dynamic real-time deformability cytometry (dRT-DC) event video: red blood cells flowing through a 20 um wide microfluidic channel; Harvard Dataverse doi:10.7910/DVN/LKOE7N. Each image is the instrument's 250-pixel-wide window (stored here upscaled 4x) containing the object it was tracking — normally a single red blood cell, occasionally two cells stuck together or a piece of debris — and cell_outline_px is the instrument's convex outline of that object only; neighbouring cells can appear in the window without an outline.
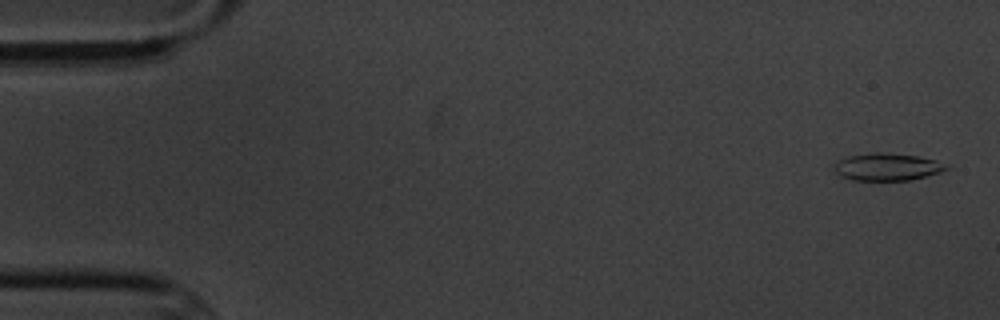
{"species": "common noctule bat (a hibernating species)", "species_latin": "Nyctalus noctula", "temperature_condition": "cold", "stored_images_in_passage": 11, "camera_frame_rate_fps": 3000, "um_per_image_px": 0.085, "animal": {"sex": "male", "body_mass_g": 20.1, "forearm_length_mm": 53.5}, "frame": {"image": 1, "passage_image": 1, "time_ms": 0.0, "image_size_px": [1000, 320], "cell_outline_px": [[952, 168], [940, 172], [912, 180], [852, 180], [840, 176], [832, 168], [832, 164], [848, 156], [872, 152], [888, 152], [916, 156], [936, 160]], "centroid_in_image_um": [75.39, 14.18], "position_along_channel_um": 9.6, "area_um2": 18.03}}
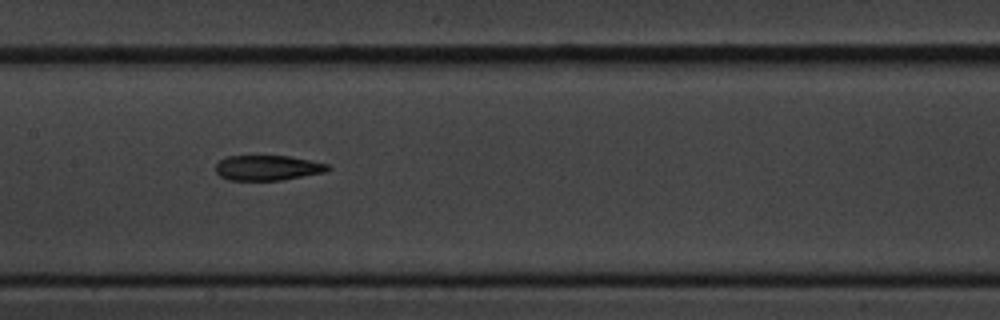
{"frame": {"image": 2, "passage_image": 8, "time_ms": 8.667, "image_size_px": [1000, 320], "cell_outline_px": [[332, 168], [324, 172], [280, 180], [228, 180], [220, 176], [216, 172], [216, 164], [220, 160], [228, 156], [288, 156], [328, 164]], "centroid_in_image_um": [22.72, 14.26], "position_along_channel_um": 184.7, "area_um2": 16.24}}
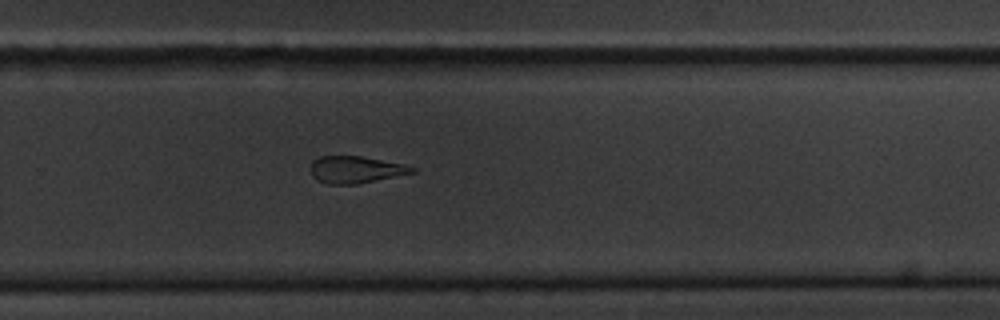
{"frame": {"image": 3, "passage_image": 11, "time_ms": 12.0, "image_size_px": [1000, 320], "cell_outline_px": [[416, 172], [356, 184], [328, 184], [316, 180], [312, 176], [312, 160], [320, 156], [360, 156], [404, 164], [416, 168]], "centroid_in_image_um": [30.22, 14.42], "position_along_channel_um": 299.6, "area_um2": 15.84}}